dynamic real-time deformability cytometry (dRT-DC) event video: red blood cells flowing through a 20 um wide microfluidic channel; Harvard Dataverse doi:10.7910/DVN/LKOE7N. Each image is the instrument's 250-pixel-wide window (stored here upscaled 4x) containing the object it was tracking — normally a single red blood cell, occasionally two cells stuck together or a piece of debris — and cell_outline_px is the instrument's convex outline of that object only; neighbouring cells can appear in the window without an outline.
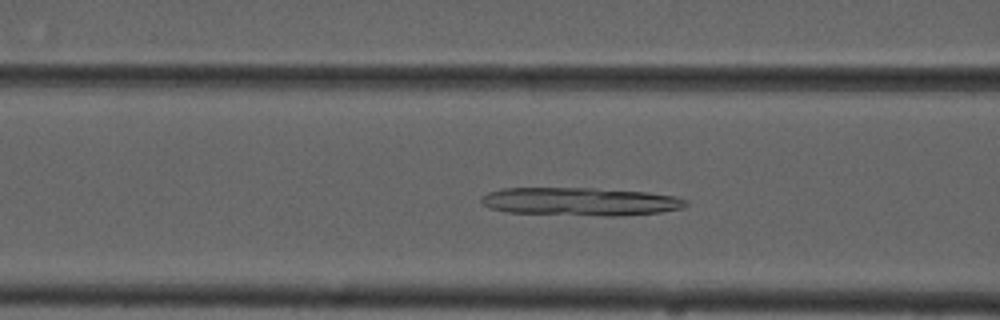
{"species": "common noctule bat (a hibernating species)", "species_latin": "Nyctalus noctula", "temperature_condition": "cold", "stored_images_in_passage": 54, "camera_frame_rate_fps": 3000, "um_per_image_px": 0.085, "animal": {"sex": "male", "forearm_length_mm": 52.5}, "frame": {"image": 1, "passage_image": 21, "time_ms": 6.667, "image_size_px": [1000, 320], "cell_outline_px": [[688, 204], [684, 208], [660, 212], [616, 216], [604, 216], [508, 212], [492, 208], [484, 204], [480, 200], [480, 196], [488, 192], [504, 188], [592, 188], [644, 192], [676, 196], [688, 200]], "centroid_in_image_um": [49.35, 17.13], "position_along_channel_um": 117.2, "area_um2": 33.47}}
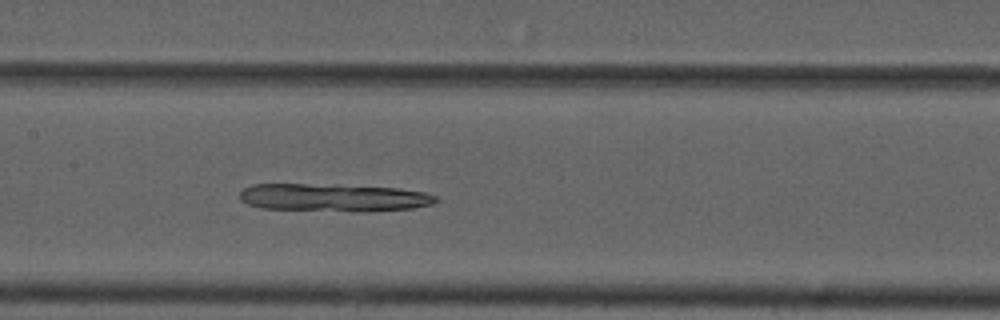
{"frame": {"image": 2, "passage_image": 26, "time_ms": 8.333, "image_size_px": [1000, 320], "cell_outline_px": [[440, 200], [432, 204], [412, 208], [368, 212], [260, 208], [248, 204], [240, 200], [240, 192], [244, 188], [252, 184], [304, 184], [396, 188], [424, 192], [436, 196]], "centroid_in_image_um": [28.35, 16.81], "position_along_channel_um": 179.1, "area_um2": 31.62}}
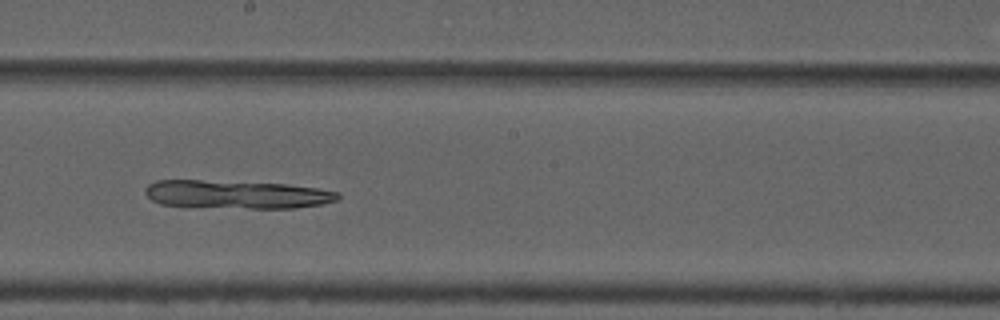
{"frame": {"image": 3, "passage_image": 30, "time_ms": 9.667, "image_size_px": [1000, 320], "cell_outline_px": [[340, 196], [336, 200], [320, 204], [296, 208], [248, 208], [160, 204], [152, 200], [144, 192], [144, 188], [148, 184], [156, 180], [200, 180], [288, 184], [316, 188], [340, 192]], "centroid_in_image_um": [20.11, 16.51], "position_along_channel_um": 228.1, "area_um2": 31.5}}